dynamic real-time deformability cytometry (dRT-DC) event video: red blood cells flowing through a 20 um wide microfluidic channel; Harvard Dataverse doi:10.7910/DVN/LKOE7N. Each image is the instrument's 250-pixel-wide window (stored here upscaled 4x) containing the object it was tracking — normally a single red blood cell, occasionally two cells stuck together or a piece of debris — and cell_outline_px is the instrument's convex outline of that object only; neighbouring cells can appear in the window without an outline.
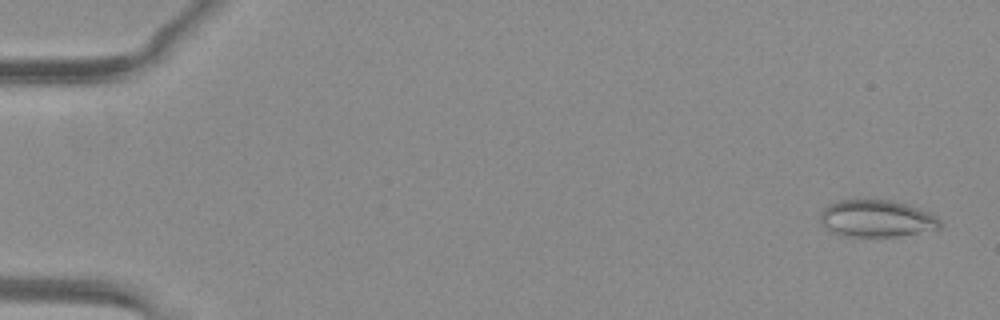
{"species": "common noctule bat (a hibernating species)", "species_latin": "Nyctalus noctula", "temperature_condition": "warm", "stored_images_in_passage": 45, "camera_frame_rate_fps": 3000, "um_per_image_px": 0.085, "animal": {"sex": "female", "body_mass_g": 29.2, "forearm_length_mm": 56.3}, "frame": {"image": 1, "passage_image": 2, "time_ms": 0.333, "image_size_px": [1000, 320], "cell_outline_px": [[944, 224], [940, 228], [896, 236], [836, 236], [820, 220], [820, 212], [828, 204], [840, 200], [892, 200], [932, 212]], "centroid_in_image_um": [74.52, 18.57], "position_along_channel_um": 10.5, "area_um2": 25.84}}
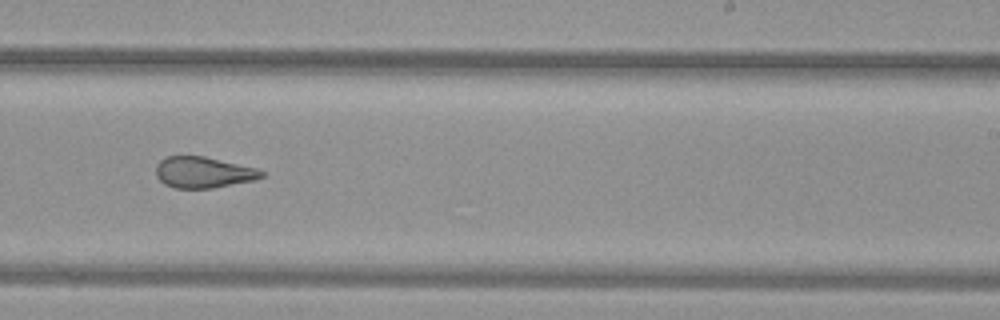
{"frame": {"image": 2, "passage_image": 33, "time_ms": 10.667, "image_size_px": [1000, 320], "cell_outline_px": [[264, 176], [256, 180], [212, 188], [172, 188], [164, 184], [156, 176], [156, 164], [160, 160], [168, 156], [204, 156], [256, 168], [264, 172]], "centroid_in_image_um": [17.27, 14.65], "position_along_channel_um": 271.7, "area_um2": 19.19}}
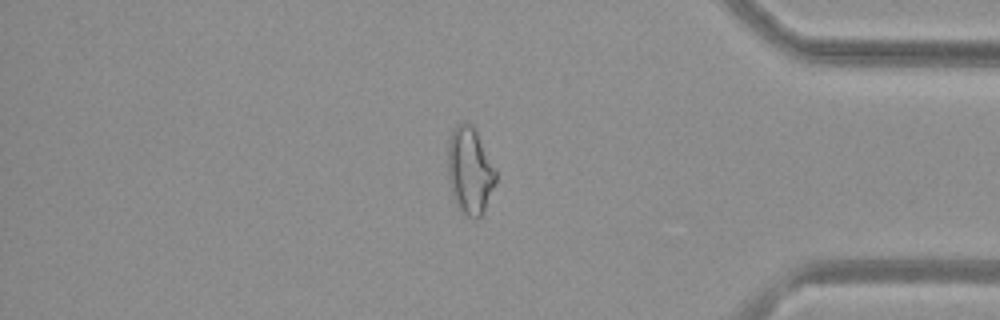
{"frame": {"image": 3, "passage_image": 44, "time_ms": 14.333, "image_size_px": [1000, 320], "cell_outline_px": [[496, 184], [480, 216], [476, 220], [472, 220], [456, 208], [452, 196], [448, 180], [448, 140], [452, 132], [460, 124], [472, 124], [496, 168]], "centroid_in_image_um": [39.93, 14.57], "position_along_channel_um": 395.3, "area_um2": 24.39}, "authors_computed_cell_mechanics": {"area_um2": 22.1374, "velocity_mm_per_s": 4.0408, "shape_relaxation_time_tau1_ms": null, "shape_relaxation_time_tau2_ms": 1.9434, "deformation_change_tau1": null, "deformation_change_tau2": 0.0994}}